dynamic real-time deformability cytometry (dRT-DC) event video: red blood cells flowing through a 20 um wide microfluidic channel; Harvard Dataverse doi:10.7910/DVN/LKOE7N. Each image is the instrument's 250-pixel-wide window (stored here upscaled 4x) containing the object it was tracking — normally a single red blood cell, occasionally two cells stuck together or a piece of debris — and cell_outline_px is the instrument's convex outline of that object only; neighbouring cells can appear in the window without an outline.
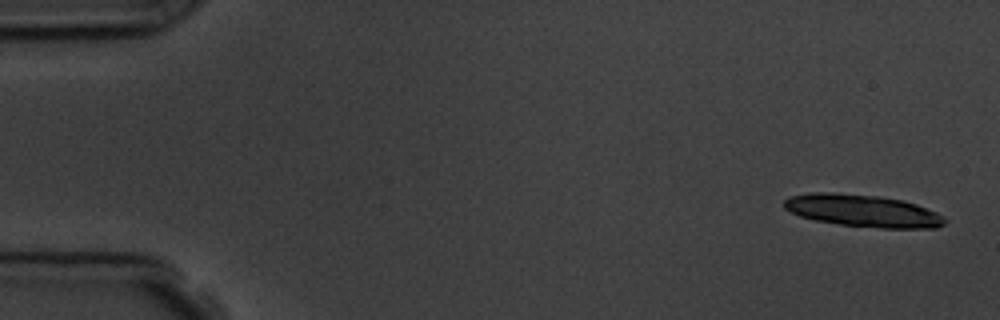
{"species": "common noctule bat (a hibernating species)", "species_latin": "Nyctalus noctula", "temperature_condition": "room temperature", "stored_images_in_passage": 5, "camera_frame_rate_fps": 3000, "um_per_image_px": 0.085, "animal": {"sex": "male", "body_mass_g": 19.5, "forearm_length_mm": 54.6}, "frame": {"image": 1, "passage_image": 1, "time_ms": 0.0, "image_size_px": [1000, 320], "cell_outline_px": [[948, 220], [944, 224], [936, 228], [880, 228], [840, 224], [816, 220], [800, 216], [784, 208], [784, 200], [788, 196], [808, 192], [832, 192], [880, 196], [904, 200], [916, 204], [936, 212], [944, 216]], "centroid_in_image_um": [73.34, 17.9], "position_along_channel_um": 11.7, "area_um2": 30.35}}